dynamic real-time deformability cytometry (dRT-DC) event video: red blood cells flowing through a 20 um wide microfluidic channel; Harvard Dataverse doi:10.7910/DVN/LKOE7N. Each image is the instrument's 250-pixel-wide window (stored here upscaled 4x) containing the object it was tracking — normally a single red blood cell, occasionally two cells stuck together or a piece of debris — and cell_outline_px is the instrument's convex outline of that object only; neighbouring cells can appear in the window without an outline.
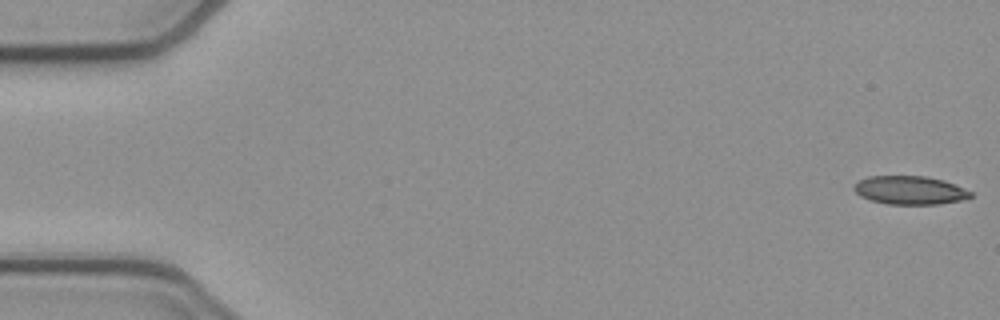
{"species": "common noctule bat (a hibernating species)", "species_latin": "Nyctalus noctula", "temperature_condition": "cold", "stored_images_in_passage": 51, "camera_frame_rate_fps": 3000, "um_per_image_px": 0.085, "animal": {"sex": "female", "body_mass_g": 21.9}, "frame": {"image": 1, "passage_image": 1, "time_ms": 0.0, "image_size_px": [1000, 320], "cell_outline_px": [[972, 196], [960, 200], [940, 204], [888, 204], [872, 200], [860, 196], [852, 188], [860, 180], [868, 176], [924, 176], [944, 180], [972, 192]], "centroid_in_image_um": [77.33, 16.16], "position_along_channel_um": 7.7, "area_um2": 19.13}}
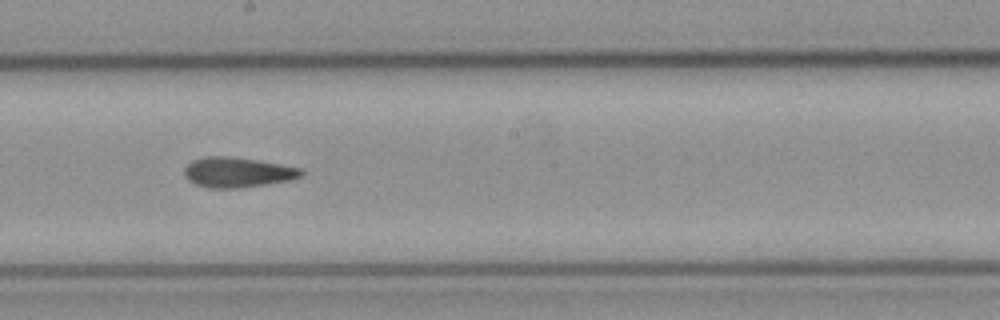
{"frame": {"image": 2, "passage_image": 29, "time_ms": 9.333, "image_size_px": [1000, 320], "cell_outline_px": [[304, 176], [292, 180], [236, 188], [208, 188], [196, 184], [188, 180], [184, 176], [184, 168], [192, 160], [204, 156], [228, 156], [256, 160], [280, 164], [300, 168], [304, 172]], "centroid_in_image_um": [20.18, 14.64], "position_along_channel_um": 228.0, "area_um2": 20.52}}
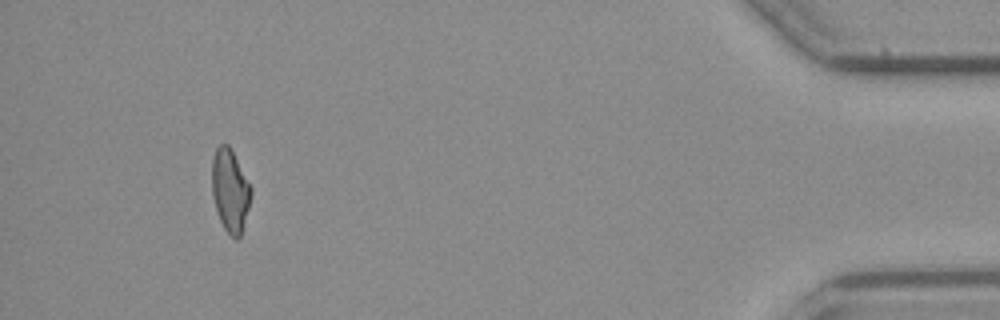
{"frame": {"image": 3, "passage_image": 49, "time_ms": 16.0, "image_size_px": [1000, 320], "cell_outline_px": [[252, 196], [240, 236], [236, 240], [224, 228], [220, 220], [212, 196], [212, 160], [216, 148], [220, 144], [228, 144], [252, 188]], "centroid_in_image_um": [19.56, 16.19], "position_along_channel_um": 415.6, "area_um2": 18.61}}